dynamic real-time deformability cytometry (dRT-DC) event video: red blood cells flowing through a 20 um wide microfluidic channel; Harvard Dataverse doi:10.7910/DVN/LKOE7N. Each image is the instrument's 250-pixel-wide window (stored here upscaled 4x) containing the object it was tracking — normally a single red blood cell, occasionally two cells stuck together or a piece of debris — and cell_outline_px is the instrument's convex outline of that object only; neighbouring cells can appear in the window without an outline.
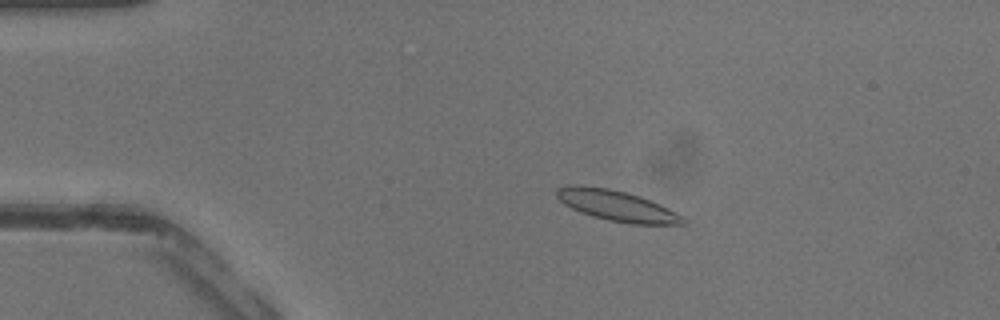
{"species": "common noctule bat (a hibernating species)", "species_latin": "Nyctalus noctula", "temperature_condition": "warm", "stored_images_in_passage": 5, "camera_frame_rate_fps": 3000, "um_per_image_px": 0.085, "animal": {"sex": "male", "body_mass_g": 13.3}, "frame": {"image": 1, "passage_image": 1, "time_ms": 0.0, "image_size_px": [1000, 320], "cell_outline_px": [[688, 224], [632, 224], [608, 220], [592, 216], [580, 212], [564, 204], [556, 196], [556, 188], [580, 184], [608, 188], [640, 196], [660, 204], [684, 216], [688, 220]], "centroid_in_image_um": [52.46, 17.49], "position_along_channel_um": 32.5, "area_um2": 22.6}}